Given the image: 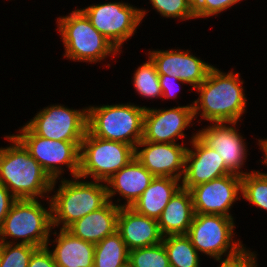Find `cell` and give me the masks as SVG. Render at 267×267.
<instances>
[{
    "mask_svg": "<svg viewBox=\"0 0 267 267\" xmlns=\"http://www.w3.org/2000/svg\"><path fill=\"white\" fill-rule=\"evenodd\" d=\"M4 138L10 146L0 147V183L16 199L48 200L58 181L50 178L13 135Z\"/></svg>",
    "mask_w": 267,
    "mask_h": 267,
    "instance_id": "2",
    "label": "cell"
},
{
    "mask_svg": "<svg viewBox=\"0 0 267 267\" xmlns=\"http://www.w3.org/2000/svg\"><path fill=\"white\" fill-rule=\"evenodd\" d=\"M234 220L224 215L195 214L186 235L199 254L214 260L228 258L245 248L240 239L234 240Z\"/></svg>",
    "mask_w": 267,
    "mask_h": 267,
    "instance_id": "9",
    "label": "cell"
},
{
    "mask_svg": "<svg viewBox=\"0 0 267 267\" xmlns=\"http://www.w3.org/2000/svg\"><path fill=\"white\" fill-rule=\"evenodd\" d=\"M47 203L46 208L39 199H17L0 227V242L17 241L37 248L52 245L49 242L53 232L50 199ZM9 237L13 240H6Z\"/></svg>",
    "mask_w": 267,
    "mask_h": 267,
    "instance_id": "5",
    "label": "cell"
},
{
    "mask_svg": "<svg viewBox=\"0 0 267 267\" xmlns=\"http://www.w3.org/2000/svg\"><path fill=\"white\" fill-rule=\"evenodd\" d=\"M16 200L17 199L10 193V191L0 183V227Z\"/></svg>",
    "mask_w": 267,
    "mask_h": 267,
    "instance_id": "35",
    "label": "cell"
},
{
    "mask_svg": "<svg viewBox=\"0 0 267 267\" xmlns=\"http://www.w3.org/2000/svg\"><path fill=\"white\" fill-rule=\"evenodd\" d=\"M80 9L120 53L122 45L136 33V29L147 15L146 9L123 1L92 4Z\"/></svg>",
    "mask_w": 267,
    "mask_h": 267,
    "instance_id": "10",
    "label": "cell"
},
{
    "mask_svg": "<svg viewBox=\"0 0 267 267\" xmlns=\"http://www.w3.org/2000/svg\"><path fill=\"white\" fill-rule=\"evenodd\" d=\"M195 214L224 215L233 218L230 210L241 199V176H225L189 189ZM230 212V213H229Z\"/></svg>",
    "mask_w": 267,
    "mask_h": 267,
    "instance_id": "12",
    "label": "cell"
},
{
    "mask_svg": "<svg viewBox=\"0 0 267 267\" xmlns=\"http://www.w3.org/2000/svg\"><path fill=\"white\" fill-rule=\"evenodd\" d=\"M129 250L116 231L95 244L94 267H128Z\"/></svg>",
    "mask_w": 267,
    "mask_h": 267,
    "instance_id": "24",
    "label": "cell"
},
{
    "mask_svg": "<svg viewBox=\"0 0 267 267\" xmlns=\"http://www.w3.org/2000/svg\"><path fill=\"white\" fill-rule=\"evenodd\" d=\"M54 230V249H50L57 267H94L95 244L72 235L66 229Z\"/></svg>",
    "mask_w": 267,
    "mask_h": 267,
    "instance_id": "21",
    "label": "cell"
},
{
    "mask_svg": "<svg viewBox=\"0 0 267 267\" xmlns=\"http://www.w3.org/2000/svg\"><path fill=\"white\" fill-rule=\"evenodd\" d=\"M190 52L181 49L150 50L147 55L159 74L176 77L195 89L206 79L213 65Z\"/></svg>",
    "mask_w": 267,
    "mask_h": 267,
    "instance_id": "17",
    "label": "cell"
},
{
    "mask_svg": "<svg viewBox=\"0 0 267 267\" xmlns=\"http://www.w3.org/2000/svg\"><path fill=\"white\" fill-rule=\"evenodd\" d=\"M132 80L133 87L140 96L148 98V100L162 98L159 73L149 57L148 61L138 66L137 70H135Z\"/></svg>",
    "mask_w": 267,
    "mask_h": 267,
    "instance_id": "26",
    "label": "cell"
},
{
    "mask_svg": "<svg viewBox=\"0 0 267 267\" xmlns=\"http://www.w3.org/2000/svg\"><path fill=\"white\" fill-rule=\"evenodd\" d=\"M187 149L188 147L181 143H155L141 140L135 147V158L155 177H172L181 180Z\"/></svg>",
    "mask_w": 267,
    "mask_h": 267,
    "instance_id": "15",
    "label": "cell"
},
{
    "mask_svg": "<svg viewBox=\"0 0 267 267\" xmlns=\"http://www.w3.org/2000/svg\"><path fill=\"white\" fill-rule=\"evenodd\" d=\"M242 2V0H194L196 18H208L218 16L230 7Z\"/></svg>",
    "mask_w": 267,
    "mask_h": 267,
    "instance_id": "31",
    "label": "cell"
},
{
    "mask_svg": "<svg viewBox=\"0 0 267 267\" xmlns=\"http://www.w3.org/2000/svg\"><path fill=\"white\" fill-rule=\"evenodd\" d=\"M87 130L95 137L136 147L143 139L146 106L119 103L88 106Z\"/></svg>",
    "mask_w": 267,
    "mask_h": 267,
    "instance_id": "6",
    "label": "cell"
},
{
    "mask_svg": "<svg viewBox=\"0 0 267 267\" xmlns=\"http://www.w3.org/2000/svg\"><path fill=\"white\" fill-rule=\"evenodd\" d=\"M159 81H160V87L162 90V98L163 99H172L177 98L178 92L181 89V83L182 85H185V82L179 80L176 77L169 76L166 74H159ZM180 82V84H179ZM178 83V85H177ZM177 85V86H176ZM176 88V89H175ZM178 88V89H177Z\"/></svg>",
    "mask_w": 267,
    "mask_h": 267,
    "instance_id": "34",
    "label": "cell"
},
{
    "mask_svg": "<svg viewBox=\"0 0 267 267\" xmlns=\"http://www.w3.org/2000/svg\"><path fill=\"white\" fill-rule=\"evenodd\" d=\"M192 148L187 149L181 187L190 189L213 179L232 174L217 152L207 146L197 134L190 137Z\"/></svg>",
    "mask_w": 267,
    "mask_h": 267,
    "instance_id": "16",
    "label": "cell"
},
{
    "mask_svg": "<svg viewBox=\"0 0 267 267\" xmlns=\"http://www.w3.org/2000/svg\"><path fill=\"white\" fill-rule=\"evenodd\" d=\"M57 30L65 48L63 57L74 62L101 63L120 53L92 24L81 9L57 19Z\"/></svg>",
    "mask_w": 267,
    "mask_h": 267,
    "instance_id": "4",
    "label": "cell"
},
{
    "mask_svg": "<svg viewBox=\"0 0 267 267\" xmlns=\"http://www.w3.org/2000/svg\"><path fill=\"white\" fill-rule=\"evenodd\" d=\"M193 104L169 109L146 107L144 113L143 141L177 143L186 137L185 129L193 123ZM191 124V125H190Z\"/></svg>",
    "mask_w": 267,
    "mask_h": 267,
    "instance_id": "13",
    "label": "cell"
},
{
    "mask_svg": "<svg viewBox=\"0 0 267 267\" xmlns=\"http://www.w3.org/2000/svg\"><path fill=\"white\" fill-rule=\"evenodd\" d=\"M26 125L37 136L49 140L82 142L88 126V109L51 104L40 109Z\"/></svg>",
    "mask_w": 267,
    "mask_h": 267,
    "instance_id": "11",
    "label": "cell"
},
{
    "mask_svg": "<svg viewBox=\"0 0 267 267\" xmlns=\"http://www.w3.org/2000/svg\"><path fill=\"white\" fill-rule=\"evenodd\" d=\"M194 215L191 193L188 189L180 187L157 220L161 235L164 237L187 234Z\"/></svg>",
    "mask_w": 267,
    "mask_h": 267,
    "instance_id": "22",
    "label": "cell"
},
{
    "mask_svg": "<svg viewBox=\"0 0 267 267\" xmlns=\"http://www.w3.org/2000/svg\"><path fill=\"white\" fill-rule=\"evenodd\" d=\"M170 267H201L199 252L186 234L164 236Z\"/></svg>",
    "mask_w": 267,
    "mask_h": 267,
    "instance_id": "25",
    "label": "cell"
},
{
    "mask_svg": "<svg viewBox=\"0 0 267 267\" xmlns=\"http://www.w3.org/2000/svg\"><path fill=\"white\" fill-rule=\"evenodd\" d=\"M258 145L260 146V150L261 151H263V153H264V157H263V160L262 161H260V163L262 162V164L264 165H266L267 166V143L263 140V139H258ZM265 174H267V173H265Z\"/></svg>",
    "mask_w": 267,
    "mask_h": 267,
    "instance_id": "36",
    "label": "cell"
},
{
    "mask_svg": "<svg viewBox=\"0 0 267 267\" xmlns=\"http://www.w3.org/2000/svg\"><path fill=\"white\" fill-rule=\"evenodd\" d=\"M117 232L129 251L160 244L163 239L157 220L140 215L130 207H120Z\"/></svg>",
    "mask_w": 267,
    "mask_h": 267,
    "instance_id": "19",
    "label": "cell"
},
{
    "mask_svg": "<svg viewBox=\"0 0 267 267\" xmlns=\"http://www.w3.org/2000/svg\"><path fill=\"white\" fill-rule=\"evenodd\" d=\"M257 255L255 252L249 251L248 248H243L239 253L234 256L215 259L220 264L217 267H258L256 258ZM222 260V261H221Z\"/></svg>",
    "mask_w": 267,
    "mask_h": 267,
    "instance_id": "32",
    "label": "cell"
},
{
    "mask_svg": "<svg viewBox=\"0 0 267 267\" xmlns=\"http://www.w3.org/2000/svg\"><path fill=\"white\" fill-rule=\"evenodd\" d=\"M119 211L120 204L108 201L100 209L73 222L66 230L75 237L97 244L117 231Z\"/></svg>",
    "mask_w": 267,
    "mask_h": 267,
    "instance_id": "20",
    "label": "cell"
},
{
    "mask_svg": "<svg viewBox=\"0 0 267 267\" xmlns=\"http://www.w3.org/2000/svg\"><path fill=\"white\" fill-rule=\"evenodd\" d=\"M135 158V147L93 136L88 130L80 146L78 177L106 182Z\"/></svg>",
    "mask_w": 267,
    "mask_h": 267,
    "instance_id": "7",
    "label": "cell"
},
{
    "mask_svg": "<svg viewBox=\"0 0 267 267\" xmlns=\"http://www.w3.org/2000/svg\"><path fill=\"white\" fill-rule=\"evenodd\" d=\"M55 194L50 195L53 229H66L78 219L103 207L109 200L103 181H85L81 177L61 179ZM61 227H60V226Z\"/></svg>",
    "mask_w": 267,
    "mask_h": 267,
    "instance_id": "3",
    "label": "cell"
},
{
    "mask_svg": "<svg viewBox=\"0 0 267 267\" xmlns=\"http://www.w3.org/2000/svg\"><path fill=\"white\" fill-rule=\"evenodd\" d=\"M243 83L240 73L232 70L224 73L213 66L194 89L199 94L192 102L194 119L200 116L212 123L240 122L247 106Z\"/></svg>",
    "mask_w": 267,
    "mask_h": 267,
    "instance_id": "1",
    "label": "cell"
},
{
    "mask_svg": "<svg viewBox=\"0 0 267 267\" xmlns=\"http://www.w3.org/2000/svg\"><path fill=\"white\" fill-rule=\"evenodd\" d=\"M241 193L245 201L267 211V174L252 170L241 176Z\"/></svg>",
    "mask_w": 267,
    "mask_h": 267,
    "instance_id": "27",
    "label": "cell"
},
{
    "mask_svg": "<svg viewBox=\"0 0 267 267\" xmlns=\"http://www.w3.org/2000/svg\"><path fill=\"white\" fill-rule=\"evenodd\" d=\"M150 2L161 17L176 18L181 21L196 18L194 0H149Z\"/></svg>",
    "mask_w": 267,
    "mask_h": 267,
    "instance_id": "29",
    "label": "cell"
},
{
    "mask_svg": "<svg viewBox=\"0 0 267 267\" xmlns=\"http://www.w3.org/2000/svg\"><path fill=\"white\" fill-rule=\"evenodd\" d=\"M128 267H170L163 243L130 250Z\"/></svg>",
    "mask_w": 267,
    "mask_h": 267,
    "instance_id": "28",
    "label": "cell"
},
{
    "mask_svg": "<svg viewBox=\"0 0 267 267\" xmlns=\"http://www.w3.org/2000/svg\"><path fill=\"white\" fill-rule=\"evenodd\" d=\"M18 131L19 134L12 135L42 166L52 180L62 178L61 175L66 170L64 166L70 171L72 177L78 176L81 142L49 140L37 136L26 124Z\"/></svg>",
    "mask_w": 267,
    "mask_h": 267,
    "instance_id": "8",
    "label": "cell"
},
{
    "mask_svg": "<svg viewBox=\"0 0 267 267\" xmlns=\"http://www.w3.org/2000/svg\"><path fill=\"white\" fill-rule=\"evenodd\" d=\"M136 158L113 174L106 182L108 200L112 201L115 194L125 200L120 207H131L147 189L154 179Z\"/></svg>",
    "mask_w": 267,
    "mask_h": 267,
    "instance_id": "18",
    "label": "cell"
},
{
    "mask_svg": "<svg viewBox=\"0 0 267 267\" xmlns=\"http://www.w3.org/2000/svg\"><path fill=\"white\" fill-rule=\"evenodd\" d=\"M28 267H57L49 245L37 248L30 257Z\"/></svg>",
    "mask_w": 267,
    "mask_h": 267,
    "instance_id": "33",
    "label": "cell"
},
{
    "mask_svg": "<svg viewBox=\"0 0 267 267\" xmlns=\"http://www.w3.org/2000/svg\"><path fill=\"white\" fill-rule=\"evenodd\" d=\"M36 249L28 244L0 242V267H28Z\"/></svg>",
    "mask_w": 267,
    "mask_h": 267,
    "instance_id": "30",
    "label": "cell"
},
{
    "mask_svg": "<svg viewBox=\"0 0 267 267\" xmlns=\"http://www.w3.org/2000/svg\"><path fill=\"white\" fill-rule=\"evenodd\" d=\"M180 182L172 177H154L130 208L140 215L158 220L171 197L181 187Z\"/></svg>",
    "mask_w": 267,
    "mask_h": 267,
    "instance_id": "23",
    "label": "cell"
},
{
    "mask_svg": "<svg viewBox=\"0 0 267 267\" xmlns=\"http://www.w3.org/2000/svg\"><path fill=\"white\" fill-rule=\"evenodd\" d=\"M237 124L238 122L210 123L206 128L199 129L196 134L217 152L231 173L243 176L249 173L241 170L245 165L244 160L247 159L249 149L246 147L245 138L243 139L236 127Z\"/></svg>",
    "mask_w": 267,
    "mask_h": 267,
    "instance_id": "14",
    "label": "cell"
}]
</instances>
